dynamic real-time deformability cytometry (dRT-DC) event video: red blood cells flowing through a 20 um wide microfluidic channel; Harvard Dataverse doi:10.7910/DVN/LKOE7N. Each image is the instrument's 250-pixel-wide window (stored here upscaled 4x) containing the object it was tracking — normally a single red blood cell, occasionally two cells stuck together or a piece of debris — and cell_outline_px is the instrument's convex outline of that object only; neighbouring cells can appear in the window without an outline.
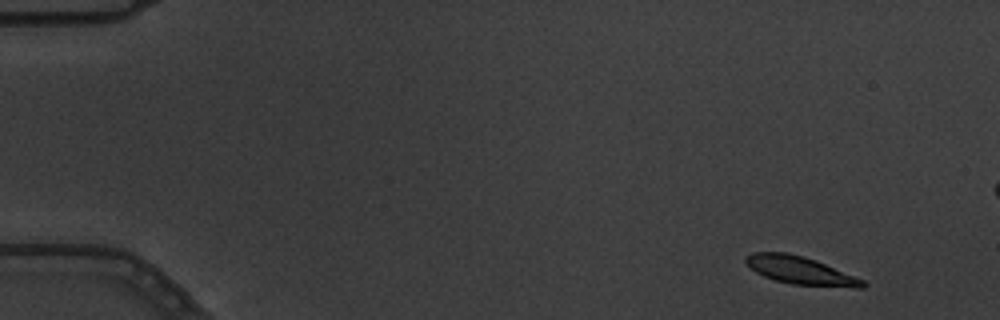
{"species": "common noctule bat (a hibernating species)", "species_latin": "Nyctalus noctula", "temperature_condition": "warm", "stored_images_in_passage": 5, "camera_frame_rate_fps": 3000, "um_per_image_px": 0.085, "animal": {"sex": "male", "body_mass_g": 19.5, "forearm_length_mm": 54.6}, "frame": {"image": 1, "passage_image": 1, "time_ms": 0.0, "image_size_px": [1000, 320], "cell_outline_px": [[868, 284], [864, 288], [852, 288], [792, 284], [776, 280], [764, 276], [756, 272], [744, 260], [752, 252], [788, 252], [804, 256], [816, 260], [864, 280]], "centroid_in_image_um": [68.08, 22.99], "position_along_channel_um": 16.9, "area_um2": 18.96}}